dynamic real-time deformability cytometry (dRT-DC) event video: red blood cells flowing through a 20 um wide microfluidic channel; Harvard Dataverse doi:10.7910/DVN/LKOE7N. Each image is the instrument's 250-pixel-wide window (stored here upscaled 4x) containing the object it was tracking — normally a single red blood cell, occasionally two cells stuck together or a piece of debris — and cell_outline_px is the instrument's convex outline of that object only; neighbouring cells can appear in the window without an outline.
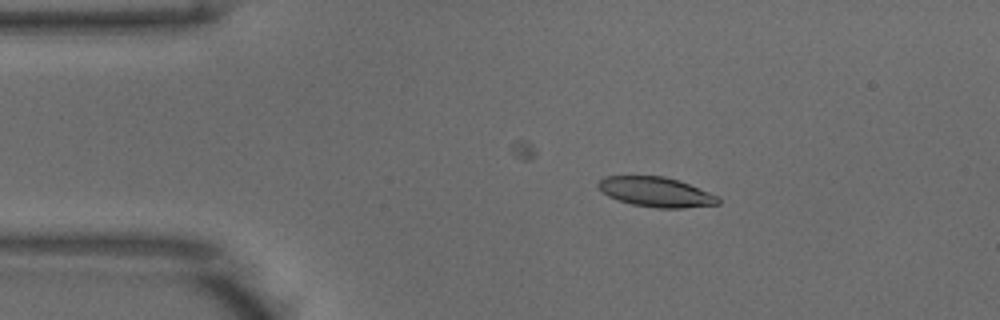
{"species": "common noctule bat (a hibernating species)", "species_latin": "Nyctalus noctula", "temperature_condition": "warm", "stored_images_in_passage": 43, "camera_frame_rate_fps": 3000, "um_per_image_px": 0.085, "animal": {"sex": "male", "body_mass_g": 18.8}, "frame": {"image": 1, "passage_image": 8, "time_ms": 2.333, "image_size_px": [1000, 320], "cell_outline_px": [[720, 204], [680, 208], [656, 208], [632, 204], [608, 196], [596, 184], [604, 176], [664, 176], [688, 184], [708, 192], [716, 196], [720, 200]], "centroid_in_image_um": [55.74, 16.32], "position_along_channel_um": 29.3, "area_um2": 20.46}}
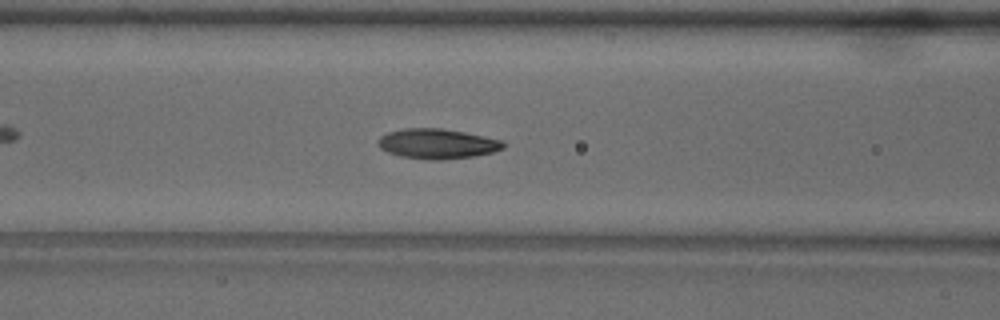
{"frame": {"image": 2, "passage_image": 19, "time_ms": 6.0, "image_size_px": [1000, 320], "cell_outline_px": [[504, 148], [492, 152], [476, 156], [440, 160], [432, 160], [400, 156], [388, 152], [380, 148], [376, 144], [376, 140], [380, 136], [388, 132], [404, 128], [440, 128], [464, 132], [484, 136], [500, 140], [504, 144]], "centroid_in_image_um": [37.12, 12.22], "position_along_channel_um": 129.5, "area_um2": 21.91}}
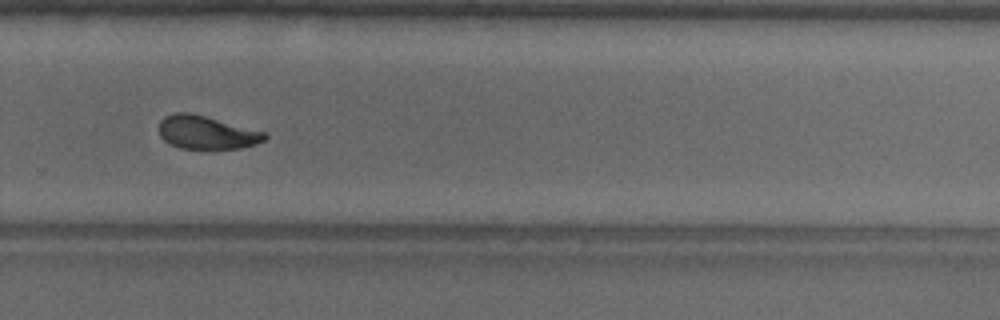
{"frame": {"image": 3, "passage_image": 33, "time_ms": 10.667, "image_size_px": [1000, 320], "cell_outline_px": [[268, 136], [264, 140], [256, 144], [240, 148], [212, 152], [180, 148], [164, 140], [160, 136], [160, 120], [164, 116], [176, 112], [188, 112], [204, 116], [264, 132]], "centroid_in_image_um": [17.55, 11.31], "position_along_channel_um": 312.3, "area_um2": 20.92}, "authors_computed_cell_mechanics": {"area_um2": 20.6924, "velocity_mm_per_s": 3.9223, "shape_relaxation_time_tau1_ms": 6.126, "shape_relaxation_time_tau2_ms": 2.7492, "deformation_change_tau1": 0.1921, "deformation_change_tau2": 0.0804}}